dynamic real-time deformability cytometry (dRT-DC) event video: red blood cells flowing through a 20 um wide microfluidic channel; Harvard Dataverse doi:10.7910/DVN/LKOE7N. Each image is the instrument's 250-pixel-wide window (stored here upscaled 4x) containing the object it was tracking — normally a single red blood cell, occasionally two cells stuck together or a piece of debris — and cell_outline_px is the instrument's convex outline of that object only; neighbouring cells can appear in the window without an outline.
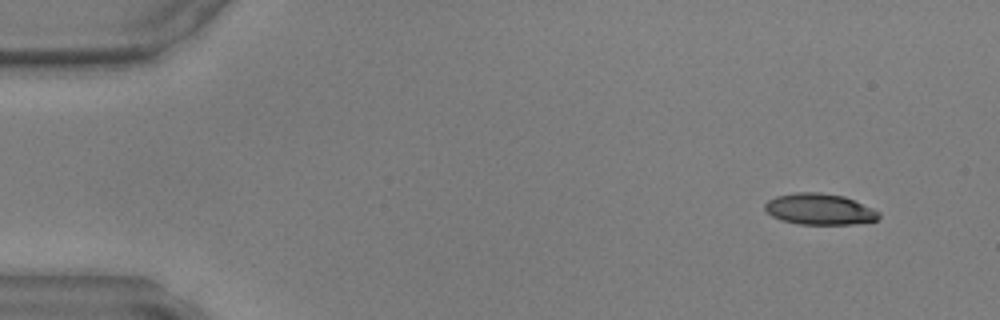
{"species": "common noctule bat (a hibernating species)", "species_latin": "Nyctalus noctula", "temperature_condition": "warm", "stored_images_in_passage": 11, "camera_frame_rate_fps": 3000, "um_per_image_px": 0.085, "animal": {"sex": "male", "body_mass_g": 17.9, "forearm_length_mm": 54.2}, "frame": {"image": 1, "passage_image": 1, "time_ms": 0.0, "image_size_px": [1000, 320], "cell_outline_px": [[876, 216], [872, 220], [792, 220], [780, 216], [792, 196], [836, 196], [848, 200], [856, 204]], "centroid_in_image_um": [70.07, 17.79], "position_along_channel_um": 14.9, "area_um2": 13.01}}